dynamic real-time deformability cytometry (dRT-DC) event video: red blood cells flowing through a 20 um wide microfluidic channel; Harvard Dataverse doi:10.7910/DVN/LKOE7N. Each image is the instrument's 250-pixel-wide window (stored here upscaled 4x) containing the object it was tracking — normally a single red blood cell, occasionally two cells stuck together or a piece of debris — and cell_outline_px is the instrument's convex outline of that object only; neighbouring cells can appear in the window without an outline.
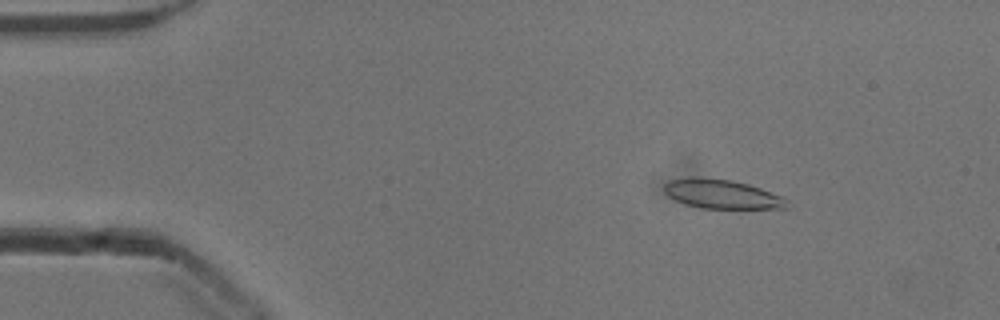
{"species": "common noctule bat (a hibernating species)", "species_latin": "Nyctalus noctula", "temperature_condition": "cold", "stored_images_in_passage": 2, "camera_frame_rate_fps": 3000, "um_per_image_px": 0.085, "animal": {"sex": "male", "body_mass_g": 13.3}, "frame": {"image": 1, "passage_image": 2, "time_ms": 0.333, "image_size_px": [1000, 320], "cell_outline_px": [[788, 208], [700, 208], [684, 204], [668, 196], [664, 192], [664, 184], [668, 180], [692, 176], [700, 176], [732, 180], [748, 184], [784, 196], [788, 200]], "centroid_in_image_um": [61.34, 16.48], "position_along_channel_um": 23.7, "area_um2": 21.15}}